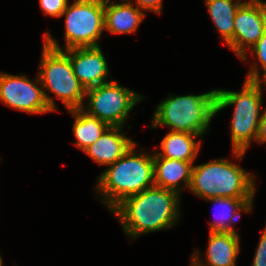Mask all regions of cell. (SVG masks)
Returning a JSON list of instances; mask_svg holds the SVG:
<instances>
[{"label": "cell", "mask_w": 266, "mask_h": 266, "mask_svg": "<svg viewBox=\"0 0 266 266\" xmlns=\"http://www.w3.org/2000/svg\"><path fill=\"white\" fill-rule=\"evenodd\" d=\"M68 0H39L42 12L52 17H61L68 6Z\"/></svg>", "instance_id": "44dd1931"}, {"label": "cell", "mask_w": 266, "mask_h": 266, "mask_svg": "<svg viewBox=\"0 0 266 266\" xmlns=\"http://www.w3.org/2000/svg\"><path fill=\"white\" fill-rule=\"evenodd\" d=\"M252 54H254L259 61L260 67L262 71L260 72L258 66L255 62L253 63L251 70L249 71L246 80L253 82H265L266 81V30L261 36V38L257 41V43L250 48ZM260 73H263V79L260 77Z\"/></svg>", "instance_id": "ffe728a7"}, {"label": "cell", "mask_w": 266, "mask_h": 266, "mask_svg": "<svg viewBox=\"0 0 266 266\" xmlns=\"http://www.w3.org/2000/svg\"><path fill=\"white\" fill-rule=\"evenodd\" d=\"M205 0L209 15L224 42L229 46L234 39V19L241 0Z\"/></svg>", "instance_id": "e0dca14e"}, {"label": "cell", "mask_w": 266, "mask_h": 266, "mask_svg": "<svg viewBox=\"0 0 266 266\" xmlns=\"http://www.w3.org/2000/svg\"><path fill=\"white\" fill-rule=\"evenodd\" d=\"M197 134H190L187 132L170 131L161 140V152L156 154L159 157L182 160L187 162H194L199 153L201 142H196Z\"/></svg>", "instance_id": "2e32d148"}, {"label": "cell", "mask_w": 266, "mask_h": 266, "mask_svg": "<svg viewBox=\"0 0 266 266\" xmlns=\"http://www.w3.org/2000/svg\"><path fill=\"white\" fill-rule=\"evenodd\" d=\"M239 239V234L234 231L209 232L206 262L200 259L198 250L193 253L191 264L193 266H236L240 251Z\"/></svg>", "instance_id": "7c38bea8"}, {"label": "cell", "mask_w": 266, "mask_h": 266, "mask_svg": "<svg viewBox=\"0 0 266 266\" xmlns=\"http://www.w3.org/2000/svg\"><path fill=\"white\" fill-rule=\"evenodd\" d=\"M69 112L75 117L72 129L77 141L73 144L82 151L95 142L109 127L105 122L85 112L83 108L69 110Z\"/></svg>", "instance_id": "d6986e66"}, {"label": "cell", "mask_w": 266, "mask_h": 266, "mask_svg": "<svg viewBox=\"0 0 266 266\" xmlns=\"http://www.w3.org/2000/svg\"><path fill=\"white\" fill-rule=\"evenodd\" d=\"M43 38L40 72L37 76L51 111L56 110L54 98L48 96L45 90L59 98L68 111L82 108L86 90L75 76L69 56L50 33L46 32Z\"/></svg>", "instance_id": "3957f363"}, {"label": "cell", "mask_w": 266, "mask_h": 266, "mask_svg": "<svg viewBox=\"0 0 266 266\" xmlns=\"http://www.w3.org/2000/svg\"><path fill=\"white\" fill-rule=\"evenodd\" d=\"M215 204L216 211L218 212V221L209 223V232L212 231H234L232 224L240 217V212H250L252 211L253 199H238V198H228L220 197L216 199H206ZM221 208L218 210V208Z\"/></svg>", "instance_id": "ac0fdd59"}, {"label": "cell", "mask_w": 266, "mask_h": 266, "mask_svg": "<svg viewBox=\"0 0 266 266\" xmlns=\"http://www.w3.org/2000/svg\"><path fill=\"white\" fill-rule=\"evenodd\" d=\"M255 175L227 159L193 165L189 190L202 199H254Z\"/></svg>", "instance_id": "277c9868"}, {"label": "cell", "mask_w": 266, "mask_h": 266, "mask_svg": "<svg viewBox=\"0 0 266 266\" xmlns=\"http://www.w3.org/2000/svg\"><path fill=\"white\" fill-rule=\"evenodd\" d=\"M255 140L256 142L258 141L261 144H263L264 142L266 143V108L262 113Z\"/></svg>", "instance_id": "cb8c5ba5"}, {"label": "cell", "mask_w": 266, "mask_h": 266, "mask_svg": "<svg viewBox=\"0 0 266 266\" xmlns=\"http://www.w3.org/2000/svg\"><path fill=\"white\" fill-rule=\"evenodd\" d=\"M216 89L194 95H169L154 111L151 128L168 126L171 131L203 136L215 114Z\"/></svg>", "instance_id": "8992f818"}, {"label": "cell", "mask_w": 266, "mask_h": 266, "mask_svg": "<svg viewBox=\"0 0 266 266\" xmlns=\"http://www.w3.org/2000/svg\"><path fill=\"white\" fill-rule=\"evenodd\" d=\"M65 16V50L100 46L104 26V0H76L67 6Z\"/></svg>", "instance_id": "52a82bcc"}, {"label": "cell", "mask_w": 266, "mask_h": 266, "mask_svg": "<svg viewBox=\"0 0 266 266\" xmlns=\"http://www.w3.org/2000/svg\"><path fill=\"white\" fill-rule=\"evenodd\" d=\"M35 82L30 81L25 75H12L0 72V101L18 111L30 114H45L51 112L46 101L44 91Z\"/></svg>", "instance_id": "9c48e42d"}, {"label": "cell", "mask_w": 266, "mask_h": 266, "mask_svg": "<svg viewBox=\"0 0 266 266\" xmlns=\"http://www.w3.org/2000/svg\"><path fill=\"white\" fill-rule=\"evenodd\" d=\"M123 127L109 126L103 134L83 152L100 165H111L121 158L135 143L122 133Z\"/></svg>", "instance_id": "4fadbf2b"}, {"label": "cell", "mask_w": 266, "mask_h": 266, "mask_svg": "<svg viewBox=\"0 0 266 266\" xmlns=\"http://www.w3.org/2000/svg\"><path fill=\"white\" fill-rule=\"evenodd\" d=\"M262 82L245 80L240 92L216 89L215 114L225 107L234 106L231 123V145L237 159L256 139L262 114Z\"/></svg>", "instance_id": "5b68a950"}, {"label": "cell", "mask_w": 266, "mask_h": 266, "mask_svg": "<svg viewBox=\"0 0 266 266\" xmlns=\"http://www.w3.org/2000/svg\"><path fill=\"white\" fill-rule=\"evenodd\" d=\"M252 266H266V227L260 237L254 254Z\"/></svg>", "instance_id": "7402d4cb"}, {"label": "cell", "mask_w": 266, "mask_h": 266, "mask_svg": "<svg viewBox=\"0 0 266 266\" xmlns=\"http://www.w3.org/2000/svg\"><path fill=\"white\" fill-rule=\"evenodd\" d=\"M136 143L98 177L95 188L102 193V203L111 211L124 198L155 185L153 153H139Z\"/></svg>", "instance_id": "7a4b0ae2"}, {"label": "cell", "mask_w": 266, "mask_h": 266, "mask_svg": "<svg viewBox=\"0 0 266 266\" xmlns=\"http://www.w3.org/2000/svg\"><path fill=\"white\" fill-rule=\"evenodd\" d=\"M2 264V257L0 256V266H3Z\"/></svg>", "instance_id": "d4e9b609"}, {"label": "cell", "mask_w": 266, "mask_h": 266, "mask_svg": "<svg viewBox=\"0 0 266 266\" xmlns=\"http://www.w3.org/2000/svg\"><path fill=\"white\" fill-rule=\"evenodd\" d=\"M115 3L104 0V26L112 34L136 33L143 18L144 11L136 5L133 7L130 0H121Z\"/></svg>", "instance_id": "9a60e30c"}, {"label": "cell", "mask_w": 266, "mask_h": 266, "mask_svg": "<svg viewBox=\"0 0 266 266\" xmlns=\"http://www.w3.org/2000/svg\"><path fill=\"white\" fill-rule=\"evenodd\" d=\"M136 6L143 10H149L157 14L162 11L163 0H135Z\"/></svg>", "instance_id": "603a6c76"}, {"label": "cell", "mask_w": 266, "mask_h": 266, "mask_svg": "<svg viewBox=\"0 0 266 266\" xmlns=\"http://www.w3.org/2000/svg\"><path fill=\"white\" fill-rule=\"evenodd\" d=\"M85 96L88 105L83 110L111 127H123L130 111L143 100L140 94L113 80L87 89Z\"/></svg>", "instance_id": "ba28073f"}, {"label": "cell", "mask_w": 266, "mask_h": 266, "mask_svg": "<svg viewBox=\"0 0 266 266\" xmlns=\"http://www.w3.org/2000/svg\"><path fill=\"white\" fill-rule=\"evenodd\" d=\"M153 163L155 186L172 190L179 195L184 187L189 189L194 162L159 157L154 153Z\"/></svg>", "instance_id": "5bb4252c"}, {"label": "cell", "mask_w": 266, "mask_h": 266, "mask_svg": "<svg viewBox=\"0 0 266 266\" xmlns=\"http://www.w3.org/2000/svg\"><path fill=\"white\" fill-rule=\"evenodd\" d=\"M70 58L73 72L85 90L105 84L108 64L100 46L63 50Z\"/></svg>", "instance_id": "8fae6325"}, {"label": "cell", "mask_w": 266, "mask_h": 266, "mask_svg": "<svg viewBox=\"0 0 266 266\" xmlns=\"http://www.w3.org/2000/svg\"><path fill=\"white\" fill-rule=\"evenodd\" d=\"M178 193L152 186L142 192L124 198L111 212L118 217L123 230L131 238L159 231L179 220Z\"/></svg>", "instance_id": "6da1fadb"}, {"label": "cell", "mask_w": 266, "mask_h": 266, "mask_svg": "<svg viewBox=\"0 0 266 266\" xmlns=\"http://www.w3.org/2000/svg\"><path fill=\"white\" fill-rule=\"evenodd\" d=\"M266 30V3L244 1L234 19V39L228 46L242 60H247V48H252Z\"/></svg>", "instance_id": "30bf717a"}]
</instances>
